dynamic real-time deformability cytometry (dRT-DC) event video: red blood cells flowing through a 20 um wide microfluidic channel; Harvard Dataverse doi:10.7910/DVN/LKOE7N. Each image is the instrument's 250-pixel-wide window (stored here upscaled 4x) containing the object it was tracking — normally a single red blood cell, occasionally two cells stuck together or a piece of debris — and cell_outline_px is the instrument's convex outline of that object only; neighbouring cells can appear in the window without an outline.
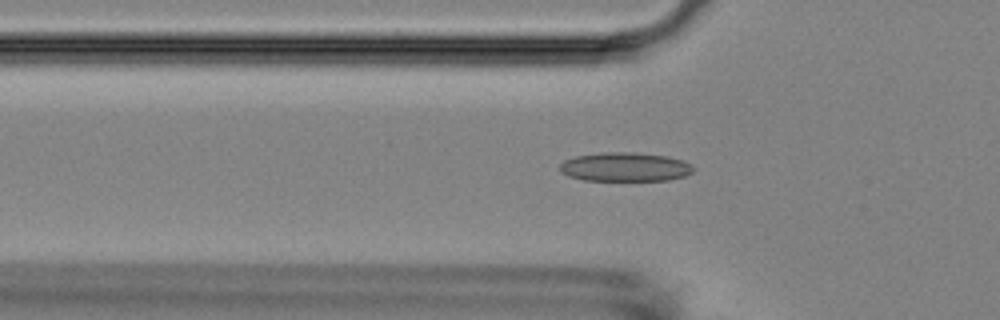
{"species": "Egyptian fruit bat (a non-hibernating species)", "species_latin": "Rousettus aegyptiacus", "temperature_condition": "room temperature", "stored_images_in_passage": 49, "camera_frame_rate_fps": 3000, "um_per_image_px": 0.085, "animal": {"sex": "female"}, "frame": {"image": 1, "passage_image": 18, "time_ms": 5.667, "image_size_px": [1000, 320], "cell_outline_px": [[692, 172], [684, 176], [668, 180], [584, 180], [568, 176], [560, 172], [560, 164], [564, 160], [576, 156], [600, 152], [632, 152], [668, 156], [684, 160], [692, 164]], "centroid_in_image_um": [53.12, 14.18], "position_along_channel_um": 72.7, "area_um2": 22.6}}
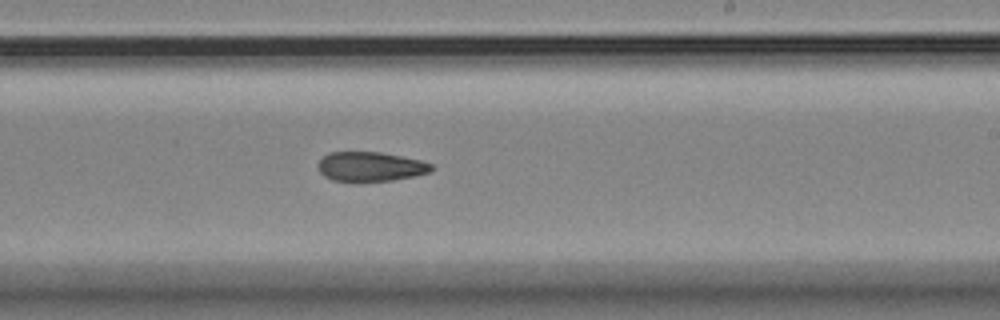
{"frame": {"image": 2, "passage_image": 33, "time_ms": 10.667, "image_size_px": [1000, 320], "cell_outline_px": [[432, 168], [428, 172], [412, 176], [392, 180], [332, 180], [324, 176], [320, 172], [316, 164], [328, 152], [380, 152], [420, 160], [432, 164]], "centroid_in_image_um": [31.44, 14.14], "position_along_channel_um": 257.6, "area_um2": 19.02}}
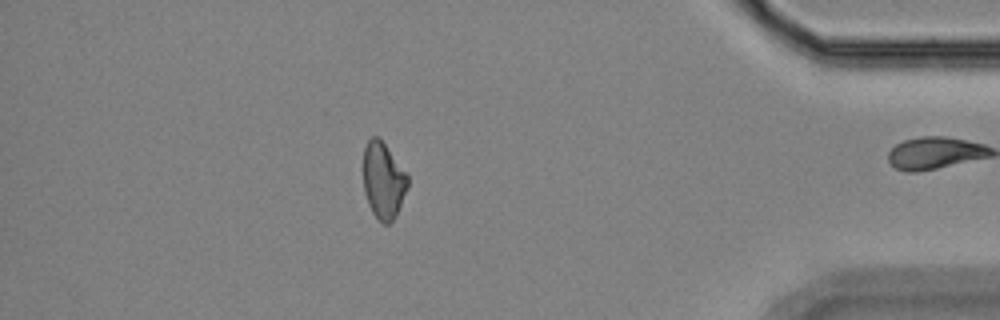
{"frame": {"image": 3, "passage_image": 48, "time_ms": 15.667, "image_size_px": [1000, 320], "cell_outline_px": [[408, 188], [396, 216], [388, 224], [384, 224], [372, 212], [368, 204], [364, 192], [364, 148], [368, 140], [372, 136], [380, 136], [408, 176]], "centroid_in_image_um": [32.58, 15.32], "position_along_channel_um": 402.6, "area_um2": 19.77}}